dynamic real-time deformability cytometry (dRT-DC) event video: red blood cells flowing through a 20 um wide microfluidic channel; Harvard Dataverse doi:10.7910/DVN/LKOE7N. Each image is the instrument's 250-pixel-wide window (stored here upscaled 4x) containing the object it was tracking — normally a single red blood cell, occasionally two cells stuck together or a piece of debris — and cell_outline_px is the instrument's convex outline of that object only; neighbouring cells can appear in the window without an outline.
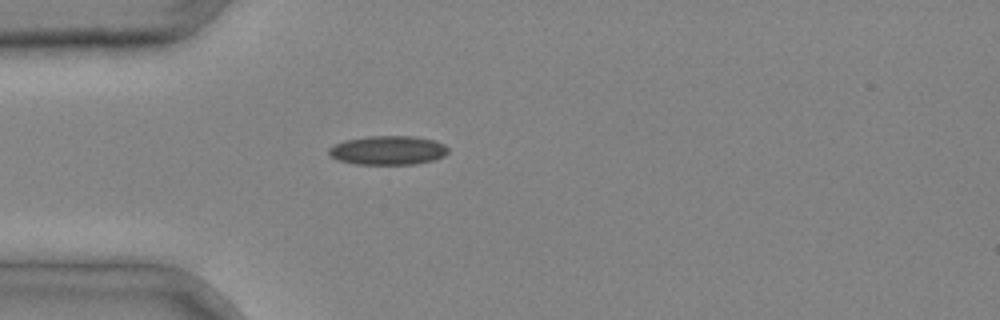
{"species": "common noctule bat (a hibernating species)", "species_latin": "Nyctalus noctula", "temperature_condition": "cold", "stored_images_in_passage": 1, "camera_frame_rate_fps": 3000, "um_per_image_px": 0.085, "animal": {"sex": "male", "body_mass_g": 20.4}, "frame": {"image": 1, "passage_image": 1, "time_ms": 0.0, "image_size_px": [1000, 320], "cell_outline_px": [[448, 152], [444, 156], [432, 160], [412, 164], [356, 164], [336, 160], [328, 152], [328, 148], [344, 140], [368, 136], [416, 136], [436, 140], [444, 144], [448, 148]], "centroid_in_image_um": [32.98, 12.76], "position_along_channel_um": 52.0, "area_um2": 20.23}}